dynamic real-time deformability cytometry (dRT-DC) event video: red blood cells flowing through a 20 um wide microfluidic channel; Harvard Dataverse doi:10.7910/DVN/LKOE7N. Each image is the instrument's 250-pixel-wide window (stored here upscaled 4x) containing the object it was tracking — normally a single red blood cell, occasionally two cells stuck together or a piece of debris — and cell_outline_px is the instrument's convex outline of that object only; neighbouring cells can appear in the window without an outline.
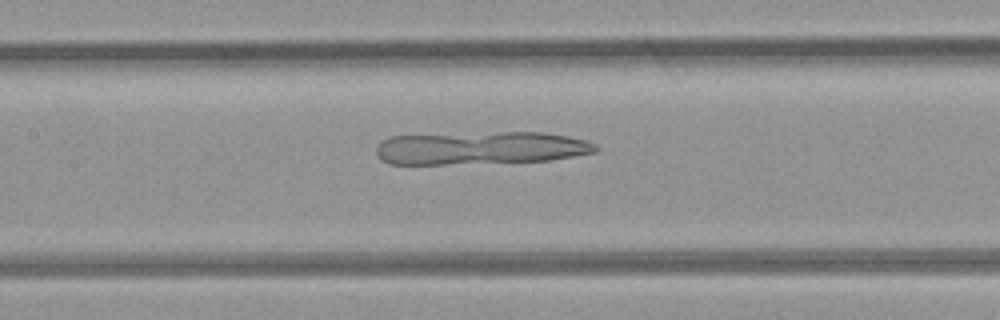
{"species": "common noctule bat (a hibernating species)", "species_latin": "Nyctalus noctula", "temperature_condition": "room temperature", "stored_images_in_passage": 37, "camera_frame_rate_fps": 3000, "um_per_image_px": 0.085, "animal": {"sex": "female", "body_mass_g": 21.9}, "frame": {"image": 1, "passage_image": 16, "time_ms": 5.0, "image_size_px": [1000, 320], "cell_outline_px": [[600, 148], [596, 152], [552, 160], [444, 164], [388, 164], [380, 160], [376, 152], [376, 148], [384, 140], [392, 136], [500, 132], [544, 132], [568, 136], [588, 140], [596, 144]], "centroid_in_image_um": [40.91, 12.58], "position_along_channel_um": 166.5, "area_um2": 42.14}}
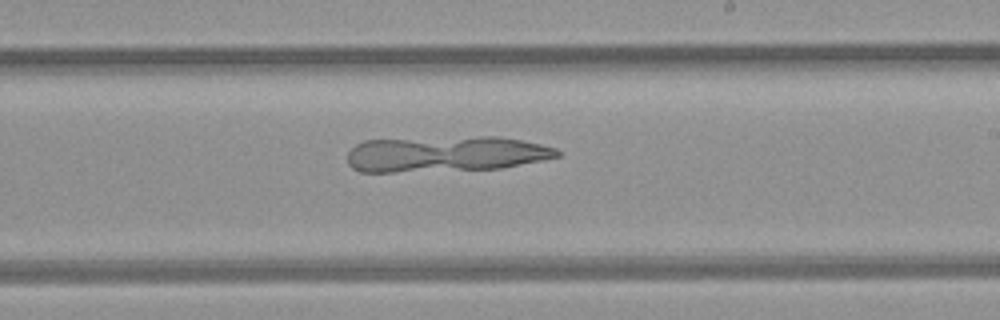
{"frame": {"image": 2, "passage_image": 22, "time_ms": 7.0, "image_size_px": [1000, 320], "cell_outline_px": [[560, 156], [544, 160], [500, 168], [392, 172], [360, 172], [352, 168], [348, 164], [348, 152], [356, 144], [364, 140], [480, 136], [496, 136], [520, 140], [540, 144], [556, 148], [560, 152]], "centroid_in_image_um": [37.86, 13.08], "position_along_channel_um": 251.1, "area_um2": 43.64}}
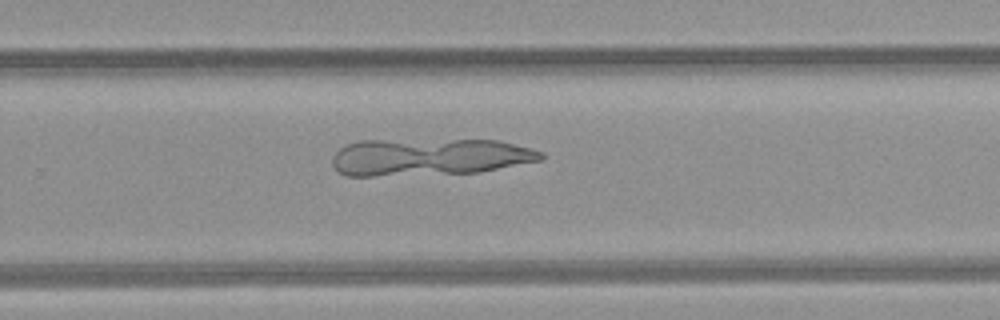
{"frame": {"image": 3, "passage_image": 25, "time_ms": 8.0, "image_size_px": [1000, 320], "cell_outline_px": [[544, 160], [480, 172], [372, 176], [344, 176], [332, 164], [332, 156], [340, 148], [348, 144], [360, 140], [496, 140], [532, 148], [544, 152]], "centroid_in_image_um": [36.51, 13.34], "position_along_channel_um": 293.3, "area_um2": 45.32}}